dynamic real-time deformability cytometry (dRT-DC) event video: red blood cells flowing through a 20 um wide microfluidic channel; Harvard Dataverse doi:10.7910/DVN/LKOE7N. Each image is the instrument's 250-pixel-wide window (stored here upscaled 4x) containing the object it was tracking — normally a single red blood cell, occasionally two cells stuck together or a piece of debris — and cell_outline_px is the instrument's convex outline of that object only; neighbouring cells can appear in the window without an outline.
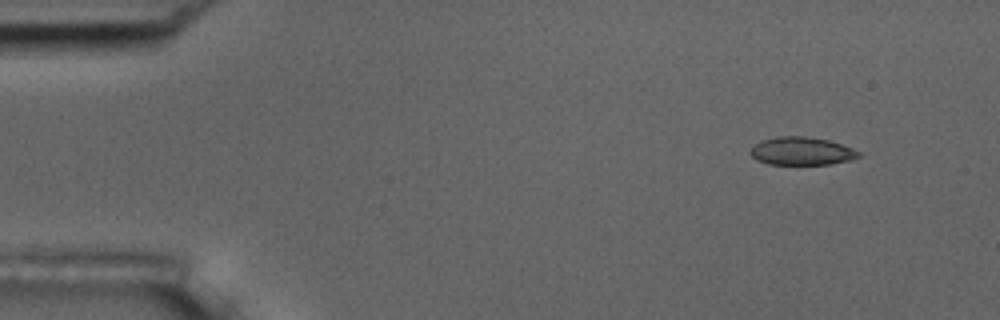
{"species": "common noctule bat (a hibernating species)", "species_latin": "Nyctalus noctula", "temperature_condition": "room temperature", "stored_images_in_passage": 4, "camera_frame_rate_fps": 3000, "um_per_image_px": 0.085, "animal": {"sex": "male", "body_mass_g": 17.5, "forearm_length_mm": 52.3}, "frame": {"image": 1, "passage_image": 1, "time_ms": 0.0, "image_size_px": [1000, 320], "cell_outline_px": [[860, 156], [852, 160], [832, 164], [768, 164], [756, 160], [748, 152], [756, 144], [764, 140], [776, 136], [804, 136], [828, 140], [852, 148], [860, 152]], "centroid_in_image_um": [68.14, 12.85], "position_along_channel_um": 16.9, "area_um2": 17.63}}
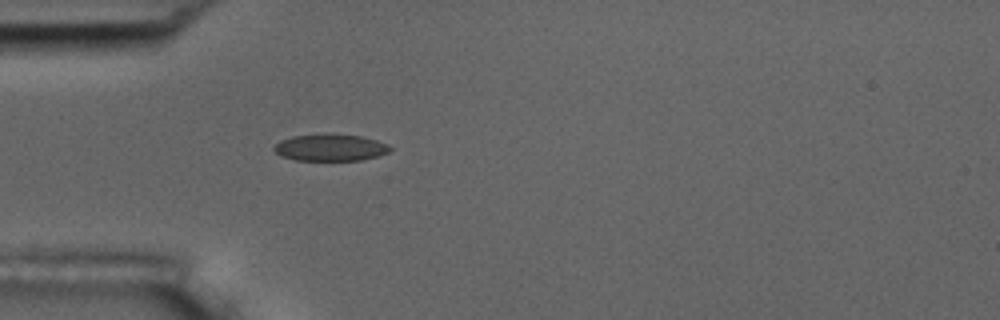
{"frame": {"image": 2, "passage_image": 4, "time_ms": 3.667, "image_size_px": [1000, 320], "cell_outline_px": [[392, 148], [388, 152], [376, 156], [360, 160], [296, 160], [280, 156], [272, 148], [280, 140], [292, 136], [332, 132], [360, 136], [376, 140], [388, 144]], "centroid_in_image_um": [28.05, 12.52], "position_along_channel_um": 56.9, "area_um2": 18.38}}